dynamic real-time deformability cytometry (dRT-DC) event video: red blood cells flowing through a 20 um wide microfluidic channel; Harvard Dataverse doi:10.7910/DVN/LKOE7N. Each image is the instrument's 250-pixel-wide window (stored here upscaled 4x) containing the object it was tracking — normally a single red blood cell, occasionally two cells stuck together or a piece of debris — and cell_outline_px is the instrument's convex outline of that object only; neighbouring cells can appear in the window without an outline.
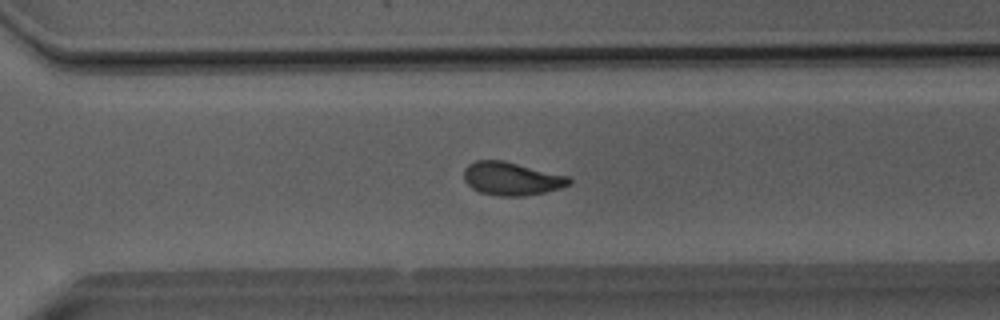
{"species": "Egyptian fruit bat (a non-hibernating species)", "species_latin": "Rousettus aegyptiacus", "temperature_condition": "room temperature", "stored_images_in_passage": 52, "segment_of_instrument_passage": [1, 2], "camera_frame_rate_fps": 3000, "um_per_image_px": 0.085, "animal": {"sex": "male"}, "frame": {"image": 1, "passage_image": 36, "time_ms": 11.667, "image_size_px": [1000, 320], "cell_outline_px": [[572, 184], [560, 188], [544, 192], [524, 196], [500, 196], [480, 192], [472, 188], [464, 180], [464, 168], [468, 164], [476, 160], [504, 160], [572, 176]], "centroid_in_image_um": [43.53, 15.17], "position_along_channel_um": 327.1, "area_um2": 20.69}}
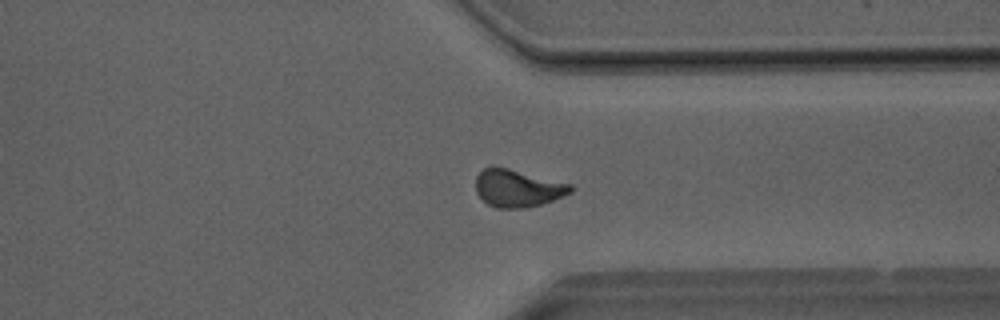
{"frame": {"image": 2, "passage_image": 39, "time_ms": 12.667, "image_size_px": [1000, 320], "cell_outline_px": [[572, 192], [552, 200], [528, 208], [496, 208], [488, 204], [476, 192], [476, 176], [484, 168], [492, 164], [572, 184]], "centroid_in_image_um": [43.97, 15.98], "position_along_channel_um": 367.4, "area_um2": 20.75}}
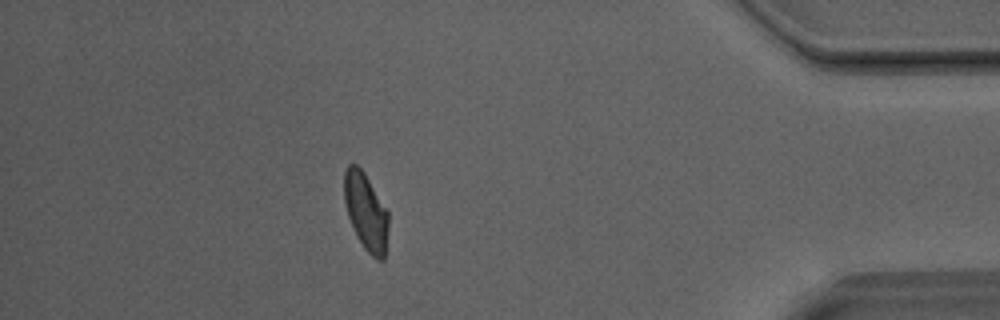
{"frame": {"image": 3, "passage_image": 45, "time_ms": 14.667, "image_size_px": [1000, 320], "cell_outline_px": [[388, 228], [384, 260], [376, 260], [364, 248], [348, 216], [344, 200], [344, 172], [348, 164], [356, 164], [364, 172], [388, 212]], "centroid_in_image_um": [31.1, 17.98], "position_along_channel_um": 404.1, "area_um2": 19.59}}